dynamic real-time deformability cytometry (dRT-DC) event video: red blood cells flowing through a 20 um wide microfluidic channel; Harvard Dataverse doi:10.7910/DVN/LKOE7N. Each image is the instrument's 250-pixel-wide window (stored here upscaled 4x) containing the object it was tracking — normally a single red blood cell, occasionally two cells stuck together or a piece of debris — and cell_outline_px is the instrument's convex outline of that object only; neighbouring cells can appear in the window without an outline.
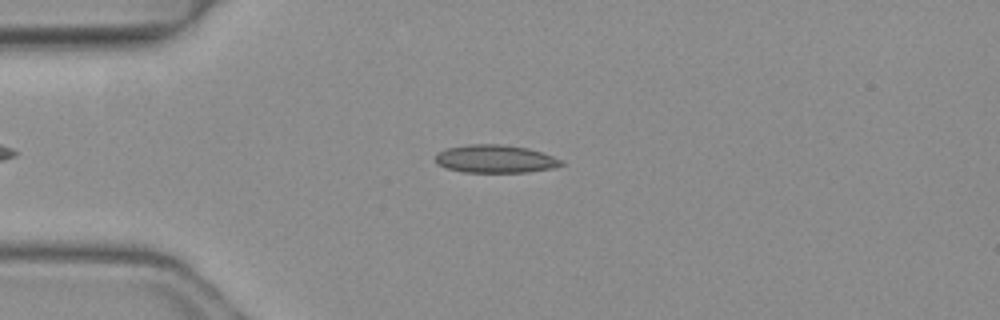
{"species": "common noctule bat (a hibernating species)", "species_latin": "Nyctalus noctula", "temperature_condition": "warm", "stored_images_in_passage": 1, "camera_frame_rate_fps": 3000, "um_per_image_px": 0.085, "animal": {"sex": "female", "body_mass_g": 19.3, "forearm_length_mm": 54.1}, "frame": {"image": 1, "passage_image": 1, "time_ms": 0.0, "image_size_px": [1000, 320], "cell_outline_px": [[564, 164], [552, 168], [528, 172], [464, 172], [448, 168], [436, 164], [436, 156], [440, 152], [448, 148], [468, 144], [500, 144], [528, 148], [564, 160]], "centroid_in_image_um": [42.12, 13.51], "position_along_channel_um": 42.9, "area_um2": 20.35}}